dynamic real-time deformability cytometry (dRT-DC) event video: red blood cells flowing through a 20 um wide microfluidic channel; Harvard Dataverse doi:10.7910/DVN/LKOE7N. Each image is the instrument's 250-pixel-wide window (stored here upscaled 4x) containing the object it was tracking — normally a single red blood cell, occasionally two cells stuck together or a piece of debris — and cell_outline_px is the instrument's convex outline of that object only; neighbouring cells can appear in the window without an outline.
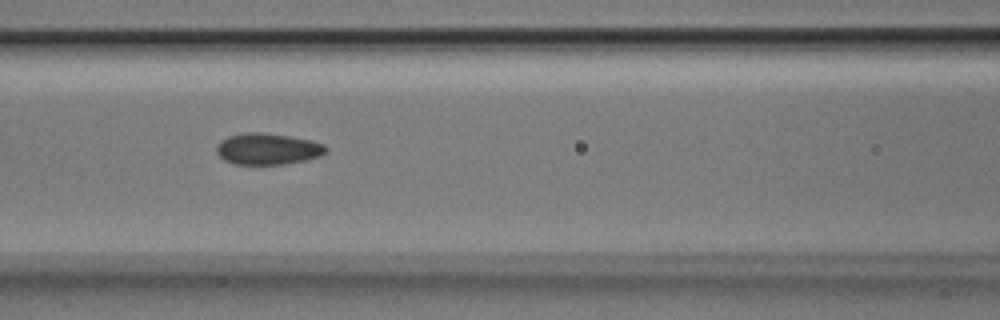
{"species": "Egyptian fruit bat (a non-hibernating species)", "species_latin": "Rousettus aegyptiacus", "temperature_condition": "room temperature", "stored_images_in_passage": 7, "camera_frame_rate_fps": 3000, "um_per_image_px": 0.085, "animal": {"sex": "male"}, "frame": {"image": 1, "passage_image": 6, "time_ms": 1.667, "image_size_px": [1000, 320], "cell_outline_px": [[328, 152], [320, 156], [304, 160], [284, 164], [232, 164], [224, 160], [216, 152], [216, 148], [228, 136], [248, 132], [260, 132], [288, 136], [308, 140], [324, 144], [328, 148]], "centroid_in_image_um": [22.77, 12.67], "position_along_channel_um": 143.8, "area_um2": 19.77}}
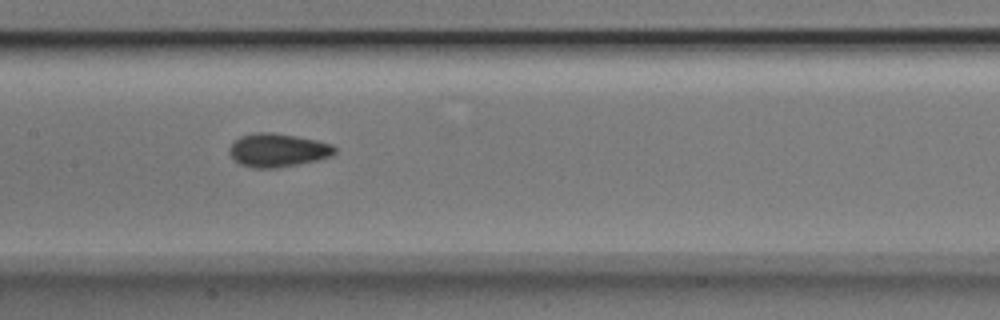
{"frame": {"image": 2, "passage_image": 7, "time_ms": 2.0, "image_size_px": [1000, 320], "cell_outline_px": [[336, 152], [332, 156], [316, 160], [276, 168], [252, 168], [240, 164], [232, 160], [228, 152], [228, 148], [240, 136], [256, 132], [272, 132], [296, 136], [316, 140], [332, 144], [336, 148]], "centroid_in_image_um": [23.57, 12.76], "position_along_channel_um": 183.8, "area_um2": 20.63}}